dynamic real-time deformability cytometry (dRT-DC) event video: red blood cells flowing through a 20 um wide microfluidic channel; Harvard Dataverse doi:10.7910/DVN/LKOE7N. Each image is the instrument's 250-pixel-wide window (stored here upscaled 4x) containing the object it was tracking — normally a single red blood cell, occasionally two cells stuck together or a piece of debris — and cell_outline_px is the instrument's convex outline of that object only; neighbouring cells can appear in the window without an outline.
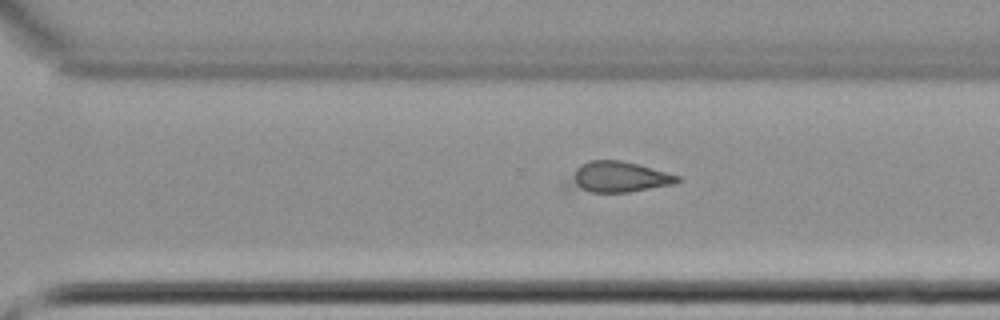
{"species": "common noctule bat (a hibernating species)", "species_latin": "Nyctalus noctula", "temperature_condition": "cold", "stored_images_in_passage": 65, "camera_frame_rate_fps": 3000, "um_per_image_px": 0.085, "animal": {"sex": "female", "body_mass_g": 22.7, "forearm_length_mm": 54.2}, "frame": {"image": 1, "passage_image": 47, "time_ms": 15.333, "image_size_px": [1000, 320], "cell_outline_px": [[680, 180], [676, 184], [628, 192], [592, 192], [580, 188], [572, 184], [572, 176], [576, 168], [580, 164], [592, 160], [620, 160], [636, 164], [680, 176]], "centroid_in_image_um": [52.66, 15.03], "position_along_channel_um": 317.9, "area_um2": 18.67}}
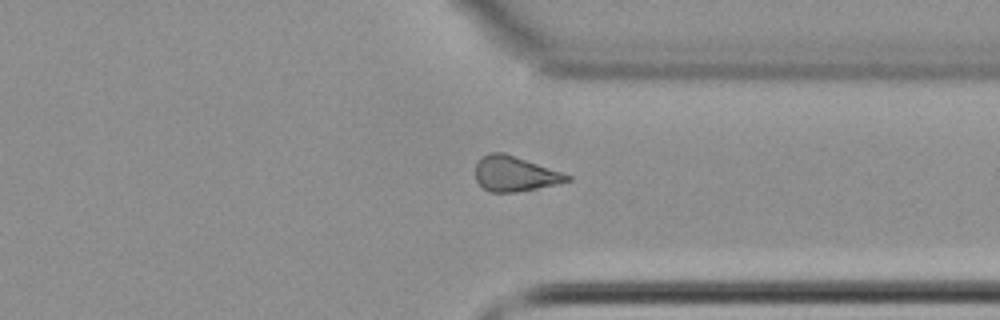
{"frame": {"image": 2, "passage_image": 51, "time_ms": 16.667, "image_size_px": [1000, 320], "cell_outline_px": [[572, 180], [556, 184], [516, 192], [488, 192], [476, 180], [476, 164], [484, 156], [492, 152], [504, 152], [564, 172], [572, 176]], "centroid_in_image_um": [43.8, 14.77], "position_along_channel_um": 367.6, "area_um2": 18.73}}